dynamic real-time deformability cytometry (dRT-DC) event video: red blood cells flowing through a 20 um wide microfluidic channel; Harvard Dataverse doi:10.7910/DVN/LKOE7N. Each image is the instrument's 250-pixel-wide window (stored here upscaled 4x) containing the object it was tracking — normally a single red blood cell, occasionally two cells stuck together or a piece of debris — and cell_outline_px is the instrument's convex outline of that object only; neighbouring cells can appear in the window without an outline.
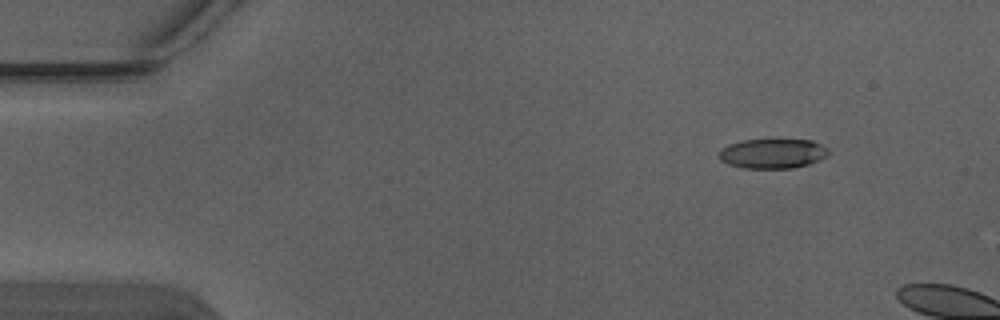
{"species": "Egyptian fruit bat (a non-hibernating species)", "species_latin": "Rousettus aegyptiacus", "temperature_condition": "warm", "stored_images_in_passage": 2, "camera_frame_rate_fps": 3000, "um_per_image_px": 0.085, "animal": {"sex": "male"}, "frame": {"image": 1, "passage_image": 1, "time_ms": 0.0, "image_size_px": [1000, 320], "cell_outline_px": [[828, 156], [820, 160], [808, 164], [792, 168], [744, 168], [728, 164], [720, 160], [720, 148], [728, 144], [740, 140], [812, 140], [828, 148]], "centroid_in_image_um": [65.67, 13.05], "position_along_channel_um": 19.3, "area_um2": 18.96}}